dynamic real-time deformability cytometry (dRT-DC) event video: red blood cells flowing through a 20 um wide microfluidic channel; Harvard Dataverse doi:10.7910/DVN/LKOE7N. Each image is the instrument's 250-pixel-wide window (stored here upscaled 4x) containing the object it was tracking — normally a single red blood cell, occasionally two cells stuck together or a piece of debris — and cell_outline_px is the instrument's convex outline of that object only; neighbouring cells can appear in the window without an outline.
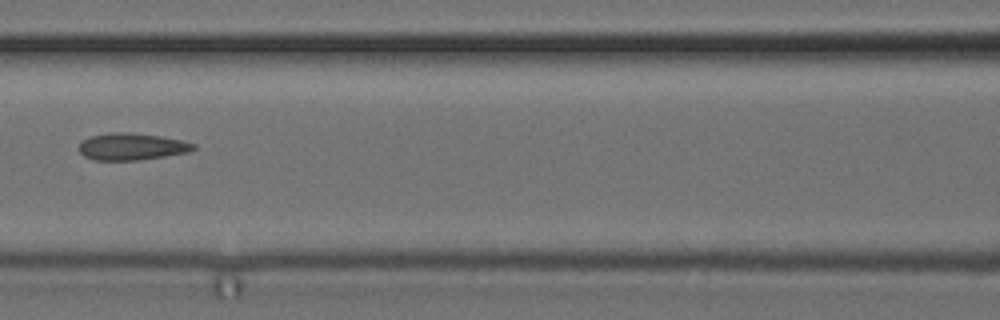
{"species": "common noctule bat (a hibernating species)", "species_latin": "Nyctalus noctula", "temperature_condition": "cold", "stored_images_in_passage": 9, "camera_frame_rate_fps": 3000, "um_per_image_px": 0.085, "animal": {"sex": "female", "body_mass_g": 24.6, "forearm_length_mm": 56.2}, "frame": {"image": 1, "passage_image": 6, "time_ms": 1.667, "image_size_px": [1000, 320], "cell_outline_px": [[196, 148], [188, 152], [164, 156], [136, 160], [92, 160], [84, 156], [80, 152], [80, 144], [84, 140], [92, 136], [112, 132], [128, 132], [160, 136], [180, 140], [196, 144]], "centroid_in_image_um": [11.2, 12.46], "position_along_channel_um": 155.4, "area_um2": 17.74}}
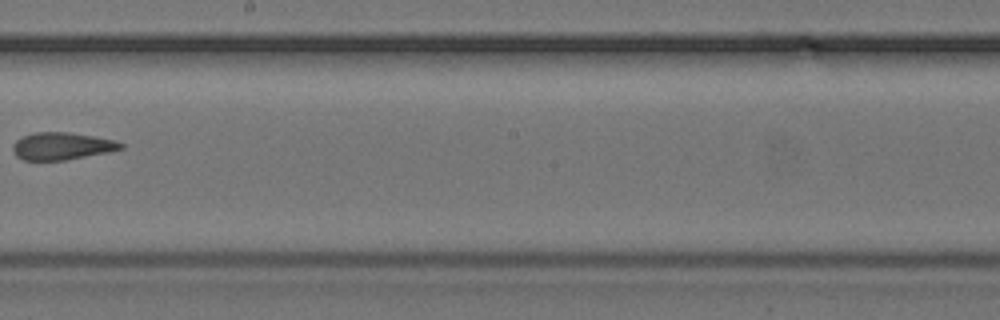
{"frame": {"image": 2, "passage_image": 8, "time_ms": 2.333, "image_size_px": [1000, 320], "cell_outline_px": [[124, 148], [108, 152], [64, 160], [24, 160], [16, 156], [12, 148], [12, 144], [16, 140], [24, 136], [36, 132], [68, 132], [96, 136], [116, 140], [124, 144]], "centroid_in_image_um": [5.27, 12.41], "position_along_channel_um": 242.9, "area_um2": 17.22}}
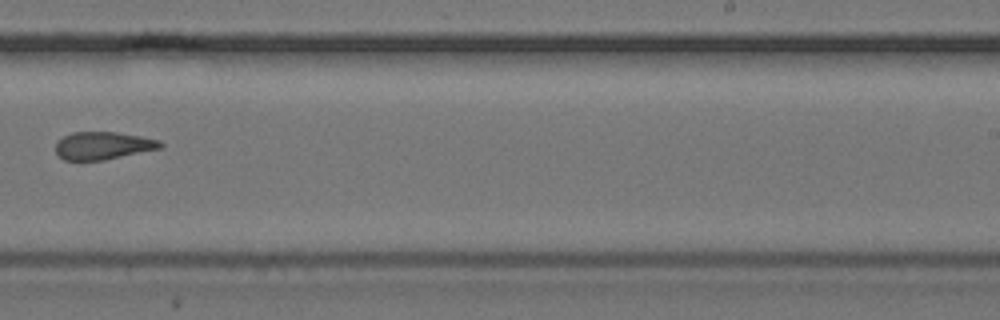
{"frame": {"image": 3, "passage_image": 9, "time_ms": 2.667, "image_size_px": [1000, 320], "cell_outline_px": [[164, 148], [104, 160], [64, 160], [56, 152], [56, 140], [72, 132], [116, 132], [140, 136], [160, 140], [164, 144]], "centroid_in_image_um": [8.79, 12.38], "position_along_channel_um": 280.2, "area_um2": 17.05}}